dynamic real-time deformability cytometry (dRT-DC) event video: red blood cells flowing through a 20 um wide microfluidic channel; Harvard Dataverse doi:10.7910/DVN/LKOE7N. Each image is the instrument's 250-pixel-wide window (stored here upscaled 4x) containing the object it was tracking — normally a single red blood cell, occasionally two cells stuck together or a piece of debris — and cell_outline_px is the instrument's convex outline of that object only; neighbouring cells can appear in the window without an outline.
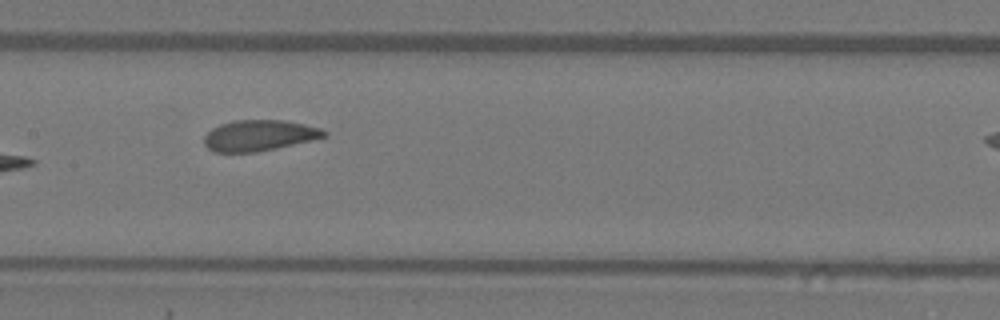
{"species": "Egyptian fruit bat (a non-hibernating species)", "species_latin": "Rousettus aegyptiacus", "temperature_condition": "warm", "stored_images_in_passage": 7, "camera_frame_rate_fps": 3000, "um_per_image_px": 0.085, "animal": {"sex": "female"}, "frame": {"image": 1, "passage_image": 6, "time_ms": 6.0, "image_size_px": [1000, 320], "cell_outline_px": [[328, 136], [276, 148], [256, 152], [212, 152], [204, 144], [204, 136], [212, 128], [220, 124], [236, 120], [284, 120], [304, 124], [320, 128], [328, 132]], "centroid_in_image_um": [22.02, 11.51], "position_along_channel_um": 185.4, "area_um2": 21.56}}